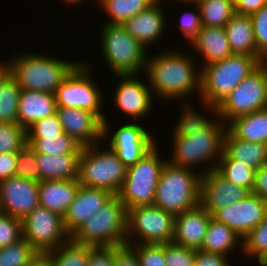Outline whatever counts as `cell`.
Listing matches in <instances>:
<instances>
[{"mask_svg": "<svg viewBox=\"0 0 267 266\" xmlns=\"http://www.w3.org/2000/svg\"><path fill=\"white\" fill-rule=\"evenodd\" d=\"M148 55L144 73L153 94L163 101H185L188 96L191 97L190 94L193 96L194 91L200 97L201 68L195 63V56L175 47L154 56Z\"/></svg>", "mask_w": 267, "mask_h": 266, "instance_id": "cell-1", "label": "cell"}, {"mask_svg": "<svg viewBox=\"0 0 267 266\" xmlns=\"http://www.w3.org/2000/svg\"><path fill=\"white\" fill-rule=\"evenodd\" d=\"M261 64L255 56L232 54L218 62L201 66L199 102L203 109H208L216 117L217 107Z\"/></svg>", "mask_w": 267, "mask_h": 266, "instance_id": "cell-2", "label": "cell"}, {"mask_svg": "<svg viewBox=\"0 0 267 266\" xmlns=\"http://www.w3.org/2000/svg\"><path fill=\"white\" fill-rule=\"evenodd\" d=\"M197 133L188 136L173 137V149L167 162L177 167L192 168L202 166V175L216 169L218 161L223 154L224 136L227 125L218 117ZM215 119V120H214ZM207 162V163H206ZM217 162V163H216ZM203 164L207 165L206 169Z\"/></svg>", "mask_w": 267, "mask_h": 266, "instance_id": "cell-3", "label": "cell"}, {"mask_svg": "<svg viewBox=\"0 0 267 266\" xmlns=\"http://www.w3.org/2000/svg\"><path fill=\"white\" fill-rule=\"evenodd\" d=\"M11 57V75L21 89L54 94L70 72L80 63L28 51ZM36 53V54H35Z\"/></svg>", "mask_w": 267, "mask_h": 266, "instance_id": "cell-4", "label": "cell"}, {"mask_svg": "<svg viewBox=\"0 0 267 266\" xmlns=\"http://www.w3.org/2000/svg\"><path fill=\"white\" fill-rule=\"evenodd\" d=\"M202 174L166 162L157 185L154 206L177 216L200 204Z\"/></svg>", "mask_w": 267, "mask_h": 266, "instance_id": "cell-5", "label": "cell"}, {"mask_svg": "<svg viewBox=\"0 0 267 266\" xmlns=\"http://www.w3.org/2000/svg\"><path fill=\"white\" fill-rule=\"evenodd\" d=\"M71 240L92 247L126 246L127 209L124 203L114 195L71 235Z\"/></svg>", "mask_w": 267, "mask_h": 266, "instance_id": "cell-6", "label": "cell"}, {"mask_svg": "<svg viewBox=\"0 0 267 266\" xmlns=\"http://www.w3.org/2000/svg\"><path fill=\"white\" fill-rule=\"evenodd\" d=\"M102 145L103 142L82 148L78 180L81 185L118 195L126 178L127 167L113 150Z\"/></svg>", "mask_w": 267, "mask_h": 266, "instance_id": "cell-7", "label": "cell"}, {"mask_svg": "<svg viewBox=\"0 0 267 266\" xmlns=\"http://www.w3.org/2000/svg\"><path fill=\"white\" fill-rule=\"evenodd\" d=\"M100 31L101 55L108 70L114 75H140L145 72L148 52L122 24H102Z\"/></svg>", "mask_w": 267, "mask_h": 266, "instance_id": "cell-8", "label": "cell"}, {"mask_svg": "<svg viewBox=\"0 0 267 266\" xmlns=\"http://www.w3.org/2000/svg\"><path fill=\"white\" fill-rule=\"evenodd\" d=\"M156 144L134 165L127 167L126 178L118 193L126 209L136 206L153 205L159 177L166 158L161 159Z\"/></svg>", "mask_w": 267, "mask_h": 266, "instance_id": "cell-9", "label": "cell"}, {"mask_svg": "<svg viewBox=\"0 0 267 266\" xmlns=\"http://www.w3.org/2000/svg\"><path fill=\"white\" fill-rule=\"evenodd\" d=\"M88 62H80L56 89L54 95L57 107L79 108L94 113L102 122L103 93L92 78L94 73Z\"/></svg>", "mask_w": 267, "mask_h": 266, "instance_id": "cell-10", "label": "cell"}, {"mask_svg": "<svg viewBox=\"0 0 267 266\" xmlns=\"http://www.w3.org/2000/svg\"><path fill=\"white\" fill-rule=\"evenodd\" d=\"M174 221V215L154 205L132 207L127 210V244L172 242Z\"/></svg>", "mask_w": 267, "mask_h": 266, "instance_id": "cell-11", "label": "cell"}, {"mask_svg": "<svg viewBox=\"0 0 267 266\" xmlns=\"http://www.w3.org/2000/svg\"><path fill=\"white\" fill-rule=\"evenodd\" d=\"M265 108H267V70L261 64L217 107V116L227 125L236 117Z\"/></svg>", "mask_w": 267, "mask_h": 266, "instance_id": "cell-12", "label": "cell"}, {"mask_svg": "<svg viewBox=\"0 0 267 266\" xmlns=\"http://www.w3.org/2000/svg\"><path fill=\"white\" fill-rule=\"evenodd\" d=\"M22 230L23 238L38 253L49 252L71 239L63 216L42 206L36 207L22 219Z\"/></svg>", "mask_w": 267, "mask_h": 266, "instance_id": "cell-13", "label": "cell"}, {"mask_svg": "<svg viewBox=\"0 0 267 266\" xmlns=\"http://www.w3.org/2000/svg\"><path fill=\"white\" fill-rule=\"evenodd\" d=\"M131 121L114 130V133L111 132L113 127H110L107 118L103 121V143L108 142L109 145H106L116 153L126 167L134 165L157 144L154 134L151 135L148 129L139 125L140 121L139 123Z\"/></svg>", "mask_w": 267, "mask_h": 266, "instance_id": "cell-14", "label": "cell"}, {"mask_svg": "<svg viewBox=\"0 0 267 266\" xmlns=\"http://www.w3.org/2000/svg\"><path fill=\"white\" fill-rule=\"evenodd\" d=\"M266 215L267 201L251 192L243 200L218 209L212 218L226 224L243 240Z\"/></svg>", "mask_w": 267, "mask_h": 266, "instance_id": "cell-15", "label": "cell"}, {"mask_svg": "<svg viewBox=\"0 0 267 266\" xmlns=\"http://www.w3.org/2000/svg\"><path fill=\"white\" fill-rule=\"evenodd\" d=\"M120 79L115 94L112 96L118 111L135 121L144 118L153 109L151 88L139 80L138 74L116 75Z\"/></svg>", "mask_w": 267, "mask_h": 266, "instance_id": "cell-16", "label": "cell"}, {"mask_svg": "<svg viewBox=\"0 0 267 266\" xmlns=\"http://www.w3.org/2000/svg\"><path fill=\"white\" fill-rule=\"evenodd\" d=\"M39 182L21 177L0 181V212L21 220L39 206Z\"/></svg>", "mask_w": 267, "mask_h": 266, "instance_id": "cell-17", "label": "cell"}, {"mask_svg": "<svg viewBox=\"0 0 267 266\" xmlns=\"http://www.w3.org/2000/svg\"><path fill=\"white\" fill-rule=\"evenodd\" d=\"M250 193L245 187L228 181L216 169L201 177L200 205L211 215L218 209L243 200Z\"/></svg>", "mask_w": 267, "mask_h": 266, "instance_id": "cell-18", "label": "cell"}, {"mask_svg": "<svg viewBox=\"0 0 267 266\" xmlns=\"http://www.w3.org/2000/svg\"><path fill=\"white\" fill-rule=\"evenodd\" d=\"M64 132L80 146L88 147L103 142V122L92 112L69 107H57Z\"/></svg>", "mask_w": 267, "mask_h": 266, "instance_id": "cell-19", "label": "cell"}, {"mask_svg": "<svg viewBox=\"0 0 267 266\" xmlns=\"http://www.w3.org/2000/svg\"><path fill=\"white\" fill-rule=\"evenodd\" d=\"M113 196L107 190L80 185L74 201L63 216L65 229L70 236Z\"/></svg>", "mask_w": 267, "mask_h": 266, "instance_id": "cell-20", "label": "cell"}, {"mask_svg": "<svg viewBox=\"0 0 267 266\" xmlns=\"http://www.w3.org/2000/svg\"><path fill=\"white\" fill-rule=\"evenodd\" d=\"M212 215L200 204L175 216L173 243L200 250Z\"/></svg>", "mask_w": 267, "mask_h": 266, "instance_id": "cell-21", "label": "cell"}, {"mask_svg": "<svg viewBox=\"0 0 267 266\" xmlns=\"http://www.w3.org/2000/svg\"><path fill=\"white\" fill-rule=\"evenodd\" d=\"M160 4L155 2L148 9L122 23L127 33L146 50L149 48L148 45L155 44V41L158 42L166 32L165 28L168 20L165 18L166 15Z\"/></svg>", "mask_w": 267, "mask_h": 266, "instance_id": "cell-22", "label": "cell"}, {"mask_svg": "<svg viewBox=\"0 0 267 266\" xmlns=\"http://www.w3.org/2000/svg\"><path fill=\"white\" fill-rule=\"evenodd\" d=\"M57 112L55 95L21 89L18 101V124L27 129L34 122Z\"/></svg>", "mask_w": 267, "mask_h": 266, "instance_id": "cell-23", "label": "cell"}, {"mask_svg": "<svg viewBox=\"0 0 267 266\" xmlns=\"http://www.w3.org/2000/svg\"><path fill=\"white\" fill-rule=\"evenodd\" d=\"M78 179L39 182V206L64 216L80 187Z\"/></svg>", "mask_w": 267, "mask_h": 266, "instance_id": "cell-24", "label": "cell"}, {"mask_svg": "<svg viewBox=\"0 0 267 266\" xmlns=\"http://www.w3.org/2000/svg\"><path fill=\"white\" fill-rule=\"evenodd\" d=\"M190 45L203 56L200 67L218 62L233 54L224 28L202 26Z\"/></svg>", "mask_w": 267, "mask_h": 266, "instance_id": "cell-25", "label": "cell"}, {"mask_svg": "<svg viewBox=\"0 0 267 266\" xmlns=\"http://www.w3.org/2000/svg\"><path fill=\"white\" fill-rule=\"evenodd\" d=\"M219 160H238L257 170L267 164V144L241 140L227 129L223 154Z\"/></svg>", "mask_w": 267, "mask_h": 266, "instance_id": "cell-26", "label": "cell"}, {"mask_svg": "<svg viewBox=\"0 0 267 266\" xmlns=\"http://www.w3.org/2000/svg\"><path fill=\"white\" fill-rule=\"evenodd\" d=\"M79 158L80 154L47 155L36 153L41 181L78 179Z\"/></svg>", "mask_w": 267, "mask_h": 266, "instance_id": "cell-27", "label": "cell"}, {"mask_svg": "<svg viewBox=\"0 0 267 266\" xmlns=\"http://www.w3.org/2000/svg\"><path fill=\"white\" fill-rule=\"evenodd\" d=\"M224 29L233 54L256 57L255 37L249 15L235 13Z\"/></svg>", "mask_w": 267, "mask_h": 266, "instance_id": "cell-28", "label": "cell"}, {"mask_svg": "<svg viewBox=\"0 0 267 266\" xmlns=\"http://www.w3.org/2000/svg\"><path fill=\"white\" fill-rule=\"evenodd\" d=\"M238 247L243 248V240L226 224L211 218L200 250L229 257Z\"/></svg>", "mask_w": 267, "mask_h": 266, "instance_id": "cell-29", "label": "cell"}, {"mask_svg": "<svg viewBox=\"0 0 267 266\" xmlns=\"http://www.w3.org/2000/svg\"><path fill=\"white\" fill-rule=\"evenodd\" d=\"M227 129L241 140L267 144V108L234 118Z\"/></svg>", "mask_w": 267, "mask_h": 266, "instance_id": "cell-30", "label": "cell"}, {"mask_svg": "<svg viewBox=\"0 0 267 266\" xmlns=\"http://www.w3.org/2000/svg\"><path fill=\"white\" fill-rule=\"evenodd\" d=\"M99 7L110 17L104 24H122L155 3V0H98Z\"/></svg>", "mask_w": 267, "mask_h": 266, "instance_id": "cell-31", "label": "cell"}, {"mask_svg": "<svg viewBox=\"0 0 267 266\" xmlns=\"http://www.w3.org/2000/svg\"><path fill=\"white\" fill-rule=\"evenodd\" d=\"M27 144L35 153L47 155L80 154L83 148L65 132L58 136L27 137Z\"/></svg>", "mask_w": 267, "mask_h": 266, "instance_id": "cell-32", "label": "cell"}, {"mask_svg": "<svg viewBox=\"0 0 267 266\" xmlns=\"http://www.w3.org/2000/svg\"><path fill=\"white\" fill-rule=\"evenodd\" d=\"M202 26L224 28L235 14L233 0H199Z\"/></svg>", "mask_w": 267, "mask_h": 266, "instance_id": "cell-33", "label": "cell"}, {"mask_svg": "<svg viewBox=\"0 0 267 266\" xmlns=\"http://www.w3.org/2000/svg\"><path fill=\"white\" fill-rule=\"evenodd\" d=\"M92 246L78 244L71 239L49 252L51 266H86Z\"/></svg>", "mask_w": 267, "mask_h": 266, "instance_id": "cell-34", "label": "cell"}, {"mask_svg": "<svg viewBox=\"0 0 267 266\" xmlns=\"http://www.w3.org/2000/svg\"><path fill=\"white\" fill-rule=\"evenodd\" d=\"M21 88L10 75L0 86V123L18 124V101Z\"/></svg>", "mask_w": 267, "mask_h": 266, "instance_id": "cell-35", "label": "cell"}, {"mask_svg": "<svg viewBox=\"0 0 267 266\" xmlns=\"http://www.w3.org/2000/svg\"><path fill=\"white\" fill-rule=\"evenodd\" d=\"M240 250L246 257H257L261 266H267V215L244 239Z\"/></svg>", "mask_w": 267, "mask_h": 266, "instance_id": "cell-36", "label": "cell"}, {"mask_svg": "<svg viewBox=\"0 0 267 266\" xmlns=\"http://www.w3.org/2000/svg\"><path fill=\"white\" fill-rule=\"evenodd\" d=\"M216 170L228 181L252 192L256 171L254 168L238 160H219Z\"/></svg>", "mask_w": 267, "mask_h": 266, "instance_id": "cell-37", "label": "cell"}, {"mask_svg": "<svg viewBox=\"0 0 267 266\" xmlns=\"http://www.w3.org/2000/svg\"><path fill=\"white\" fill-rule=\"evenodd\" d=\"M181 106L183 109L180 117L178 118V122L176 121L173 127V137L179 136H188L194 133H197L199 130L208 126L213 120L210 117H207L205 114L199 113L193 108V105L190 103H185ZM188 107V108H187Z\"/></svg>", "mask_w": 267, "mask_h": 266, "instance_id": "cell-38", "label": "cell"}, {"mask_svg": "<svg viewBox=\"0 0 267 266\" xmlns=\"http://www.w3.org/2000/svg\"><path fill=\"white\" fill-rule=\"evenodd\" d=\"M38 254V251L24 238L0 248V266H24Z\"/></svg>", "mask_w": 267, "mask_h": 266, "instance_id": "cell-39", "label": "cell"}, {"mask_svg": "<svg viewBox=\"0 0 267 266\" xmlns=\"http://www.w3.org/2000/svg\"><path fill=\"white\" fill-rule=\"evenodd\" d=\"M26 144L25 128L19 124L0 123V153L18 152Z\"/></svg>", "mask_w": 267, "mask_h": 266, "instance_id": "cell-40", "label": "cell"}, {"mask_svg": "<svg viewBox=\"0 0 267 266\" xmlns=\"http://www.w3.org/2000/svg\"><path fill=\"white\" fill-rule=\"evenodd\" d=\"M15 176L41 182L36 153L28 144L17 152Z\"/></svg>", "mask_w": 267, "mask_h": 266, "instance_id": "cell-41", "label": "cell"}, {"mask_svg": "<svg viewBox=\"0 0 267 266\" xmlns=\"http://www.w3.org/2000/svg\"><path fill=\"white\" fill-rule=\"evenodd\" d=\"M250 19L255 37L256 57L263 62L267 56V5L252 14Z\"/></svg>", "mask_w": 267, "mask_h": 266, "instance_id": "cell-42", "label": "cell"}, {"mask_svg": "<svg viewBox=\"0 0 267 266\" xmlns=\"http://www.w3.org/2000/svg\"><path fill=\"white\" fill-rule=\"evenodd\" d=\"M139 258L141 266H167L163 244H126Z\"/></svg>", "mask_w": 267, "mask_h": 266, "instance_id": "cell-43", "label": "cell"}, {"mask_svg": "<svg viewBox=\"0 0 267 266\" xmlns=\"http://www.w3.org/2000/svg\"><path fill=\"white\" fill-rule=\"evenodd\" d=\"M23 239L22 220L0 212V248Z\"/></svg>", "mask_w": 267, "mask_h": 266, "instance_id": "cell-44", "label": "cell"}, {"mask_svg": "<svg viewBox=\"0 0 267 266\" xmlns=\"http://www.w3.org/2000/svg\"><path fill=\"white\" fill-rule=\"evenodd\" d=\"M164 253L167 266H195V249L169 242L164 243Z\"/></svg>", "mask_w": 267, "mask_h": 266, "instance_id": "cell-45", "label": "cell"}, {"mask_svg": "<svg viewBox=\"0 0 267 266\" xmlns=\"http://www.w3.org/2000/svg\"><path fill=\"white\" fill-rule=\"evenodd\" d=\"M64 133L58 114L34 122L26 129L27 137H44V135H60Z\"/></svg>", "mask_w": 267, "mask_h": 266, "instance_id": "cell-46", "label": "cell"}, {"mask_svg": "<svg viewBox=\"0 0 267 266\" xmlns=\"http://www.w3.org/2000/svg\"><path fill=\"white\" fill-rule=\"evenodd\" d=\"M196 8L191 11H185L180 16V21H178V27L181 30L182 35L189 40V43L197 36L202 27L200 9L197 3H195Z\"/></svg>", "mask_w": 267, "mask_h": 266, "instance_id": "cell-47", "label": "cell"}, {"mask_svg": "<svg viewBox=\"0 0 267 266\" xmlns=\"http://www.w3.org/2000/svg\"><path fill=\"white\" fill-rule=\"evenodd\" d=\"M121 246L91 247L86 266H114L115 255Z\"/></svg>", "mask_w": 267, "mask_h": 266, "instance_id": "cell-48", "label": "cell"}, {"mask_svg": "<svg viewBox=\"0 0 267 266\" xmlns=\"http://www.w3.org/2000/svg\"><path fill=\"white\" fill-rule=\"evenodd\" d=\"M228 260L224 255L196 250L195 266H231Z\"/></svg>", "mask_w": 267, "mask_h": 266, "instance_id": "cell-49", "label": "cell"}, {"mask_svg": "<svg viewBox=\"0 0 267 266\" xmlns=\"http://www.w3.org/2000/svg\"><path fill=\"white\" fill-rule=\"evenodd\" d=\"M17 152L0 153V181L15 176Z\"/></svg>", "mask_w": 267, "mask_h": 266, "instance_id": "cell-50", "label": "cell"}, {"mask_svg": "<svg viewBox=\"0 0 267 266\" xmlns=\"http://www.w3.org/2000/svg\"><path fill=\"white\" fill-rule=\"evenodd\" d=\"M252 193L267 201V164L255 171Z\"/></svg>", "mask_w": 267, "mask_h": 266, "instance_id": "cell-51", "label": "cell"}, {"mask_svg": "<svg viewBox=\"0 0 267 266\" xmlns=\"http://www.w3.org/2000/svg\"><path fill=\"white\" fill-rule=\"evenodd\" d=\"M267 5V0H234L235 13L251 16Z\"/></svg>", "mask_w": 267, "mask_h": 266, "instance_id": "cell-52", "label": "cell"}, {"mask_svg": "<svg viewBox=\"0 0 267 266\" xmlns=\"http://www.w3.org/2000/svg\"><path fill=\"white\" fill-rule=\"evenodd\" d=\"M114 266H141L139 258L129 246H123L115 255Z\"/></svg>", "mask_w": 267, "mask_h": 266, "instance_id": "cell-53", "label": "cell"}, {"mask_svg": "<svg viewBox=\"0 0 267 266\" xmlns=\"http://www.w3.org/2000/svg\"><path fill=\"white\" fill-rule=\"evenodd\" d=\"M24 266H51L50 259L47 253H38Z\"/></svg>", "mask_w": 267, "mask_h": 266, "instance_id": "cell-54", "label": "cell"}, {"mask_svg": "<svg viewBox=\"0 0 267 266\" xmlns=\"http://www.w3.org/2000/svg\"><path fill=\"white\" fill-rule=\"evenodd\" d=\"M11 75V64L10 60L7 62H0V86L1 84Z\"/></svg>", "mask_w": 267, "mask_h": 266, "instance_id": "cell-55", "label": "cell"}, {"mask_svg": "<svg viewBox=\"0 0 267 266\" xmlns=\"http://www.w3.org/2000/svg\"><path fill=\"white\" fill-rule=\"evenodd\" d=\"M163 1L164 0H155V2H158V3H163ZM173 1V0H172ZM174 1H176V0H174ZM178 1V3L180 2V3H183V4H195V3H197L199 0H177Z\"/></svg>", "mask_w": 267, "mask_h": 266, "instance_id": "cell-56", "label": "cell"}, {"mask_svg": "<svg viewBox=\"0 0 267 266\" xmlns=\"http://www.w3.org/2000/svg\"><path fill=\"white\" fill-rule=\"evenodd\" d=\"M67 5H78L79 3H84V0H63ZM78 3V4H77Z\"/></svg>", "mask_w": 267, "mask_h": 266, "instance_id": "cell-57", "label": "cell"}, {"mask_svg": "<svg viewBox=\"0 0 267 266\" xmlns=\"http://www.w3.org/2000/svg\"><path fill=\"white\" fill-rule=\"evenodd\" d=\"M262 64L266 67L267 70V62H262Z\"/></svg>", "mask_w": 267, "mask_h": 266, "instance_id": "cell-58", "label": "cell"}, {"mask_svg": "<svg viewBox=\"0 0 267 266\" xmlns=\"http://www.w3.org/2000/svg\"><path fill=\"white\" fill-rule=\"evenodd\" d=\"M263 62H267V56L264 58Z\"/></svg>", "mask_w": 267, "mask_h": 266, "instance_id": "cell-59", "label": "cell"}]
</instances>
